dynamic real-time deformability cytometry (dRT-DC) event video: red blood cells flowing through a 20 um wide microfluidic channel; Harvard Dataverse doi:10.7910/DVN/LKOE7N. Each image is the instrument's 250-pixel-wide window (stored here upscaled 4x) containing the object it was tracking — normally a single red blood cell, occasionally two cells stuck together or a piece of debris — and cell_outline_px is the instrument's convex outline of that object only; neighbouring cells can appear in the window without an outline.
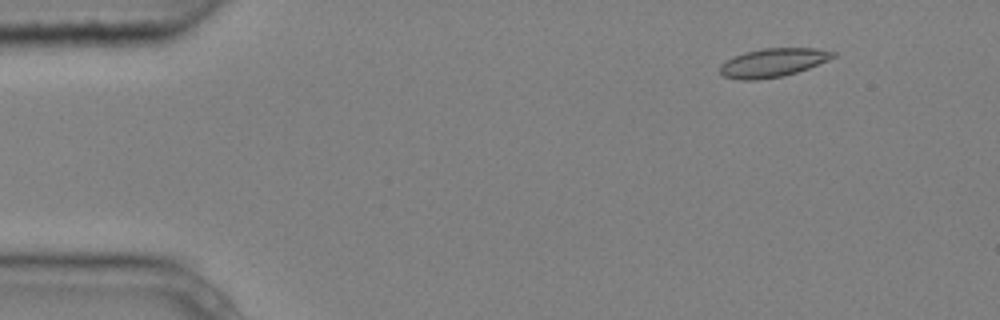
{"species": "common noctule bat (a hibernating species)", "species_latin": "Nyctalus noctula", "temperature_condition": "cold", "stored_images_in_passage": 6, "segment_of_instrument_passage": [2, 2], "camera_frame_rate_fps": 3000, "um_per_image_px": 0.085, "animal": {"sex": "male", "body_mass_g": 20.4}, "frame": {"image": 1, "passage_image": 6, "time_ms": 1.667, "image_size_px": [1000, 320], "cell_outline_px": [[836, 56], [828, 60], [808, 68], [784, 76], [752, 80], [736, 80], [724, 76], [720, 72], [720, 64], [744, 52], [764, 48], [816, 48], [836, 52]], "centroid_in_image_um": [65.71, 5.32], "position_along_channel_um": 19.3, "area_um2": 18.73}}